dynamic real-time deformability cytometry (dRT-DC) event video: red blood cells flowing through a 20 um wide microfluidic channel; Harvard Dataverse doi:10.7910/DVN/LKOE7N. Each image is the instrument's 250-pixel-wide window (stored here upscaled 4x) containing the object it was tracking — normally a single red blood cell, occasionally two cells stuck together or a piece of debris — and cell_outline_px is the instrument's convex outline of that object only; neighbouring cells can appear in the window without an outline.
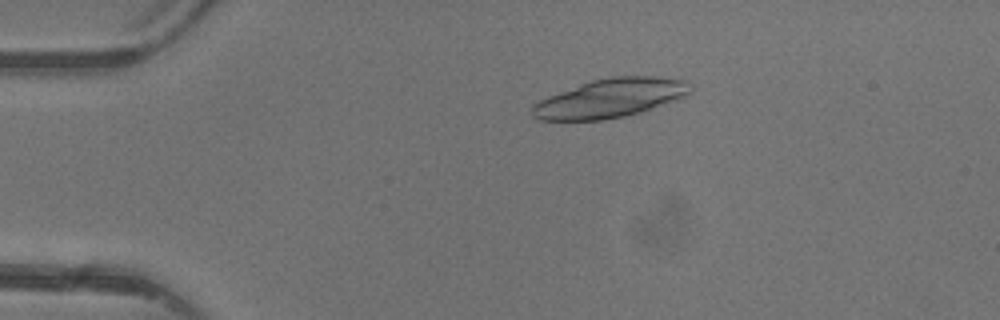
{"species": "common noctule bat (a hibernating species)", "species_latin": "Nyctalus noctula", "temperature_condition": "warm", "stored_images_in_passage": 3, "camera_frame_rate_fps": 3000, "um_per_image_px": 0.085, "animal": {"sex": "female"}, "frame": {"image": 1, "passage_image": 2, "time_ms": 2.0, "image_size_px": [1000, 320], "cell_outline_px": [[692, 92], [676, 100], [640, 112], [624, 116], [604, 120], [536, 120], [532, 116], [532, 104], [548, 96], [580, 84], [592, 80], [608, 76], [660, 76], [688, 80], [692, 88]], "centroid_in_image_um": [51.89, 8.33], "position_along_channel_um": 33.1, "area_um2": 36.01}}